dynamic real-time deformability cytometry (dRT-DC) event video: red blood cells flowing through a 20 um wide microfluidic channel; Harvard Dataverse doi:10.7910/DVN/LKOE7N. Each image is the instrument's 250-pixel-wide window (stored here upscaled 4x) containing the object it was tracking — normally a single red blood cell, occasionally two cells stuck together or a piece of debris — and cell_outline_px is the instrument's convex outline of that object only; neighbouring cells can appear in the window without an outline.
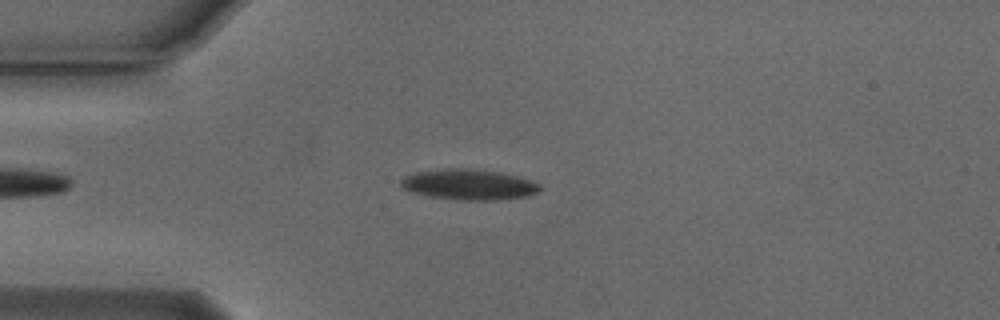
{"species": "Egyptian fruit bat (a non-hibernating species)", "species_latin": "Rousettus aegyptiacus", "temperature_condition": "cold", "stored_images_in_passage": 23, "camera_frame_rate_fps": 3000, "um_per_image_px": 0.085, "animal": {"sex": "male"}, "frame": {"image": 1, "passage_image": 9, "time_ms": 2.667, "image_size_px": [1000, 320], "cell_outline_px": [[540, 192], [528, 196], [500, 200], [460, 200], [428, 196], [412, 192], [404, 188], [400, 184], [400, 180], [404, 176], [416, 172], [444, 168], [472, 168], [500, 172], [532, 180], [540, 184]], "centroid_in_image_um": [39.87, 15.68], "position_along_channel_um": 45.1, "area_um2": 25.03}}
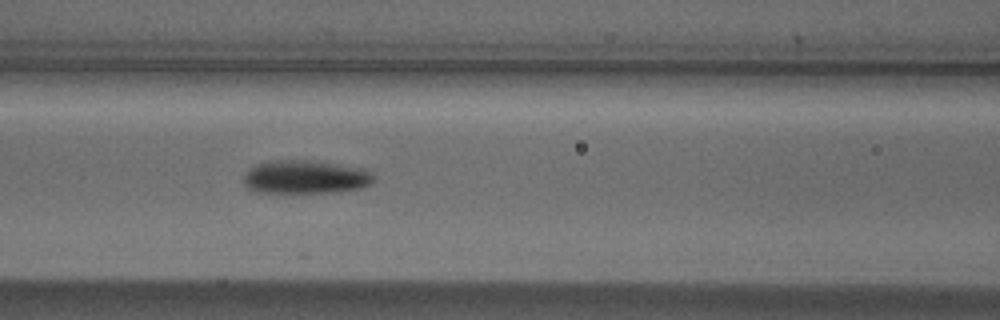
{"frame": {"image": 2, "passage_image": 18, "time_ms": 5.667, "image_size_px": [1000, 320], "cell_outline_px": [[372, 180], [368, 184], [360, 188], [336, 192], [260, 192], [248, 188], [244, 184], [244, 172], [256, 164], [272, 160], [308, 160], [336, 164], [360, 168], [372, 172]], "centroid_in_image_um": [25.9, 15.04], "position_along_channel_um": 140.7, "area_um2": 25.03}}
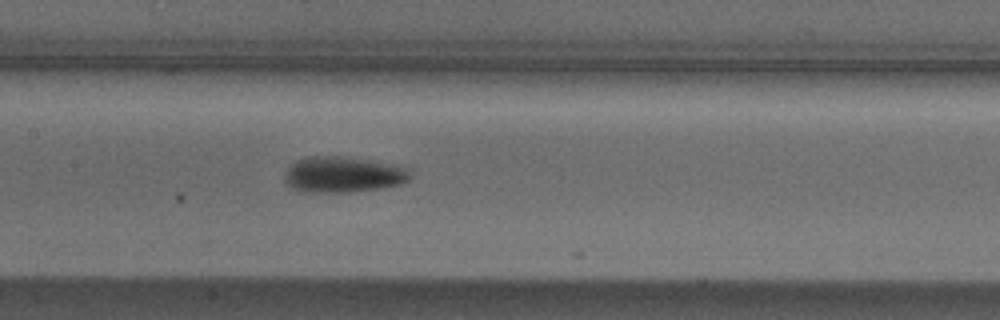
{"frame": {"image": 3, "passage_image": 21, "time_ms": 6.667, "image_size_px": [1000, 320], "cell_outline_px": [[412, 176], [408, 180], [400, 184], [384, 188], [348, 192], [296, 192], [284, 180], [284, 176], [288, 168], [296, 160], [308, 156], [340, 156], [368, 160], [392, 164], [408, 168], [412, 172]], "centroid_in_image_um": [29.16, 14.85], "position_along_channel_um": 178.2, "area_um2": 26.47}}